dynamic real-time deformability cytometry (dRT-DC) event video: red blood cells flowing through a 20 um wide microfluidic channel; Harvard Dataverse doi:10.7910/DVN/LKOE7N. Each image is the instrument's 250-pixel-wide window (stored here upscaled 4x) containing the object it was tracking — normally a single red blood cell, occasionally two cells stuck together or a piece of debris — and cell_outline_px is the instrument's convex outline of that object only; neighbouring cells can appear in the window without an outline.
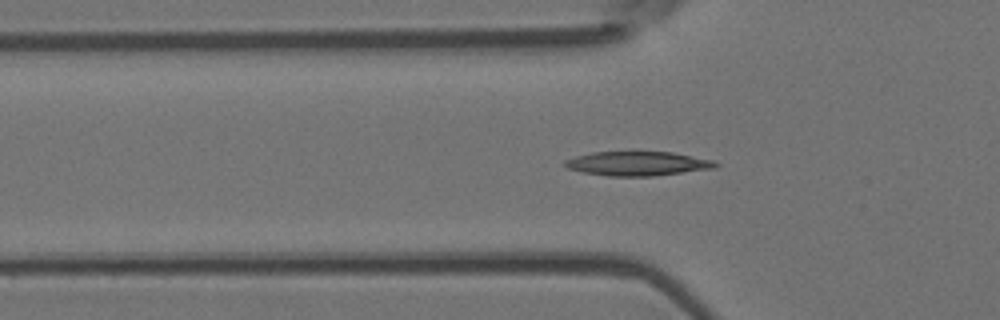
{"species": "Egyptian fruit bat (a non-hibernating species)", "species_latin": "Rousettus aegyptiacus", "temperature_condition": "room temperature", "stored_images_in_passage": 55, "camera_frame_rate_fps": 3000, "um_per_image_px": 0.085, "animal": {"sex": "female"}, "frame": {"image": 1, "passage_image": 18, "time_ms": 5.667, "image_size_px": [1000, 320], "cell_outline_px": [[720, 164], [716, 168], [652, 176], [608, 176], [584, 172], [568, 168], [564, 164], [564, 160], [576, 156], [592, 152], [672, 152], [712, 160]], "centroid_in_image_um": [54.21, 13.9], "position_along_channel_um": 71.6, "area_um2": 21.1}}
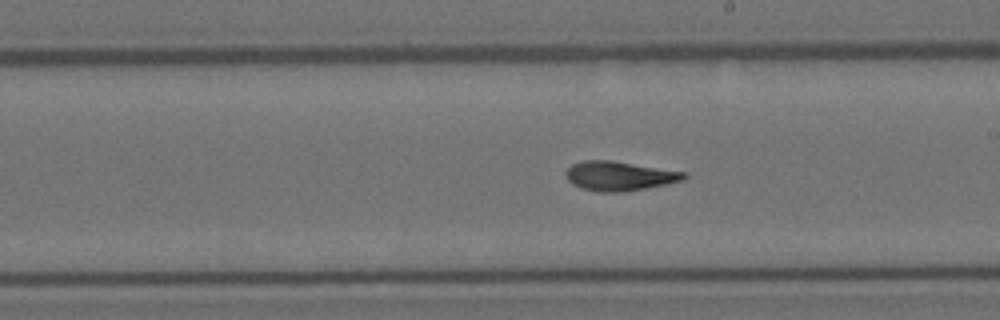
{"frame": {"image": 2, "passage_image": 31, "time_ms": 10.0, "image_size_px": [1000, 320], "cell_outline_px": [[688, 176], [684, 180], [668, 184], [624, 192], [596, 192], [580, 188], [572, 184], [564, 176], [564, 172], [572, 164], [584, 160], [612, 160], [688, 172]], "centroid_in_image_um": [52.65, 14.96], "position_along_channel_um": 236.3, "area_um2": 20.63}}
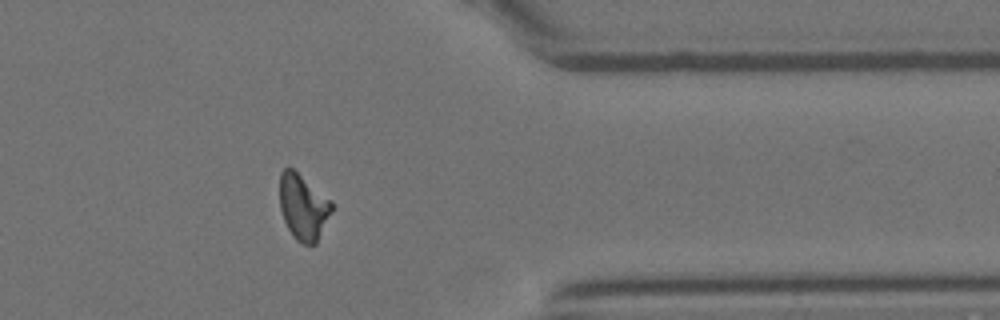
{"frame": {"image": 3, "passage_image": 44, "time_ms": 14.333, "image_size_px": [1000, 320], "cell_outline_px": [[332, 212], [316, 244], [300, 244], [292, 236], [284, 220], [280, 208], [280, 172], [284, 168], [292, 168], [332, 200]], "centroid_in_image_um": [25.78, 17.61], "position_along_channel_um": 385.6, "area_um2": 20.0}, "authors_computed_cell_mechanics": {"area_um2": 19.9988, "velocity_mm_per_s": 3.7761, "shape_relaxation_time_tau1_ms": 8.8143, "shape_relaxation_time_tau2_ms": 2.8502, "deformation_change_tau1": 0.2422, "deformation_change_tau2": 0.1042}}